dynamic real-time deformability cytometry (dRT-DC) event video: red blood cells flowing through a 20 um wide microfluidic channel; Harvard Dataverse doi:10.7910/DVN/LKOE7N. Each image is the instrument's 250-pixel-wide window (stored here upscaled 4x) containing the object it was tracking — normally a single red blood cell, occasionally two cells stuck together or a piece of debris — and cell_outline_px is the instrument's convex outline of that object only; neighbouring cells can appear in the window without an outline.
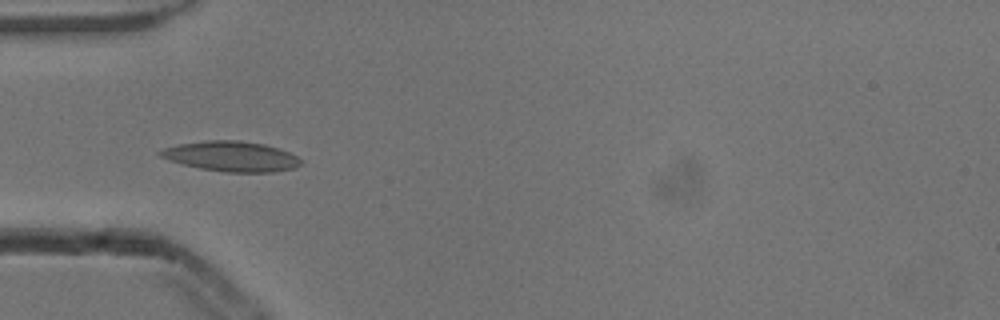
{"species": "common noctule bat (a hibernating species)", "species_latin": "Nyctalus noctula", "temperature_condition": "cold", "stored_images_in_passage": 10, "camera_frame_rate_fps": 3000, "um_per_image_px": 0.085, "animal": {"sex": "male", "body_mass_g": 13.3}, "frame": {"image": 1, "passage_image": 4, "time_ms": 1.0, "image_size_px": [1000, 320], "cell_outline_px": [[300, 164], [296, 168], [272, 172], [228, 172], [200, 168], [168, 160], [160, 156], [156, 152], [164, 148], [180, 144], [208, 140], [236, 140], [264, 144], [288, 152], [296, 156], [300, 160]], "centroid_in_image_um": [19.64, 13.29], "position_along_channel_um": 65.4, "area_um2": 24.39}}
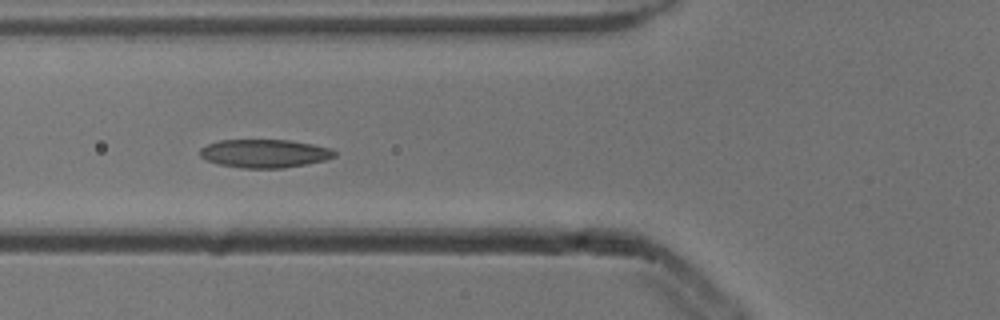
{"frame": {"image": 2, "passage_image": 7, "time_ms": 2.0, "image_size_px": [1000, 320], "cell_outline_px": [[336, 156], [324, 160], [284, 168], [240, 168], [216, 164], [200, 156], [200, 148], [208, 144], [220, 140], [288, 140], [312, 144], [332, 148], [336, 152]], "centroid_in_image_um": [22.48, 13.04], "position_along_channel_um": 103.3, "area_um2": 22.2}}